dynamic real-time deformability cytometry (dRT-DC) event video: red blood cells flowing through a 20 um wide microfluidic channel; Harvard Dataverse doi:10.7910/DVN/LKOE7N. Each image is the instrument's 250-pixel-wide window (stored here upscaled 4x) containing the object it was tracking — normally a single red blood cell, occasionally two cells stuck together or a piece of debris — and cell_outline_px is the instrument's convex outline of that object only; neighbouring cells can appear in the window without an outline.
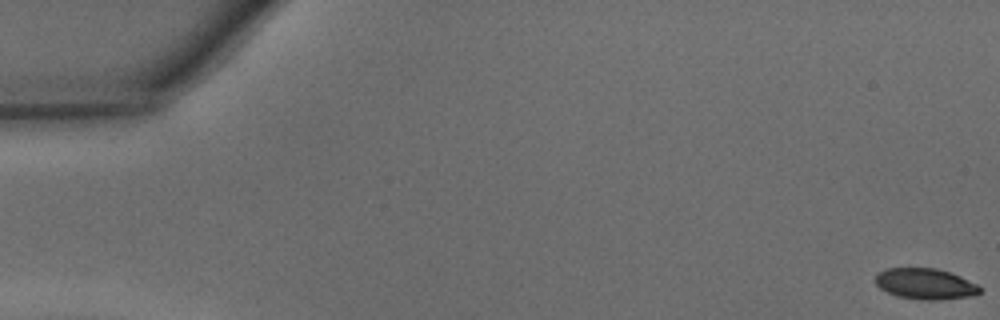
{"species": "common noctule bat (a hibernating species)", "species_latin": "Nyctalus noctula", "temperature_condition": "warm", "stored_images_in_passage": 39, "camera_frame_rate_fps": 3000, "um_per_image_px": 0.085, "animal": {"sex": "male", "body_mass_g": 15.6}, "frame": {"image": 1, "passage_image": 1, "time_ms": 0.0, "image_size_px": [1000, 320], "cell_outline_px": [[984, 288], [980, 292], [972, 296], [936, 300], [928, 300], [896, 296], [880, 288], [876, 284], [876, 276], [884, 268], [936, 268], [960, 276]], "centroid_in_image_um": [78.67, 24.12], "position_along_channel_um": 6.3, "area_um2": 18.67}}
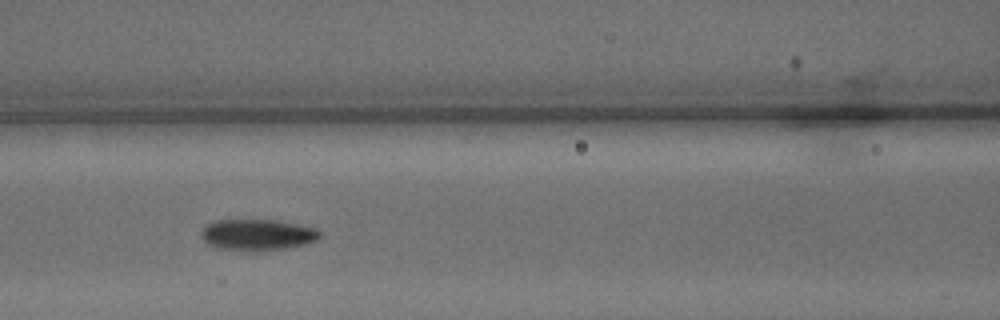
{"frame": {"image": 2, "passage_image": 21, "time_ms": 6.667, "image_size_px": [1000, 320], "cell_outline_px": [[320, 236], [316, 240], [308, 244], [288, 248], [256, 252], [216, 248], [208, 244], [200, 236], [200, 232], [208, 224], [216, 220], [276, 220], [316, 228], [320, 232]], "centroid_in_image_um": [21.88, 19.97], "position_along_channel_um": 144.7, "area_um2": 21.79}}
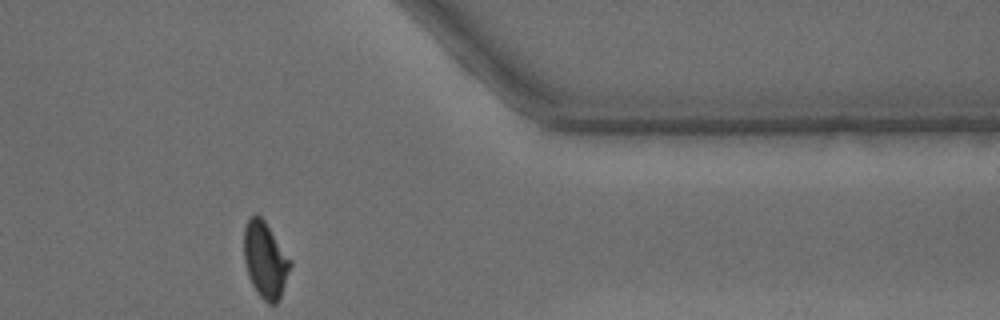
{"frame": {"image": 3, "passage_image": 39, "time_ms": 12.667, "image_size_px": [1000, 320], "cell_outline_px": [[292, 264], [280, 296], [276, 304], [268, 304], [256, 292], [252, 284], [244, 260], [244, 228], [248, 220], [256, 212], [264, 220], [292, 260]], "centroid_in_image_um": [22.55, 22.08], "position_along_channel_um": 388.8, "area_um2": 20.4}, "authors_computed_cell_mechanics": {"area_um2": 20.7502, "velocity_mm_per_s": 4.3623, "shape_relaxation_time_tau1_ms": 3.3265, "shape_relaxation_time_tau2_ms": 1.3073, "deformation_change_tau1": 0.1469, "deformation_change_tau2": 0.065}}